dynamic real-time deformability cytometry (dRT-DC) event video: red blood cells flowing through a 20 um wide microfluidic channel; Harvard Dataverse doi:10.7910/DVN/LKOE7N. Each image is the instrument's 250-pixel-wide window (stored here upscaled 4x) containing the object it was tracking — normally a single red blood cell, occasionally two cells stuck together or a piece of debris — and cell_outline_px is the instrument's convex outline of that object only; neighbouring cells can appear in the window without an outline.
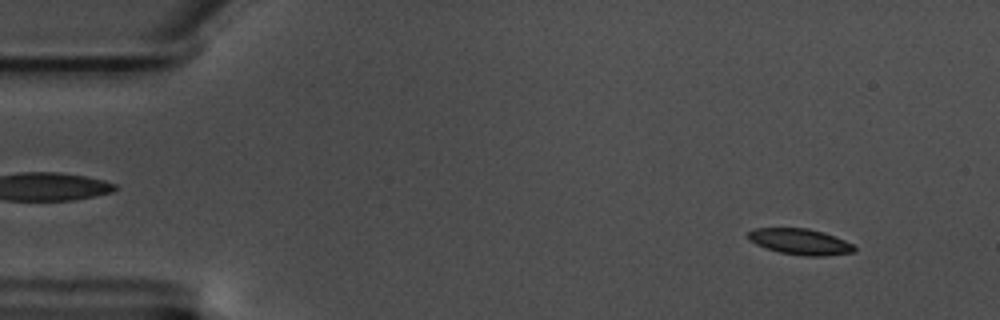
{"species": "common noctule bat (a hibernating species)", "species_latin": "Nyctalus noctula", "temperature_condition": "warm", "stored_images_in_passage": 59, "camera_frame_rate_fps": 3000, "um_per_image_px": 0.085, "animal": {"sex": "male", "body_mass_g": 17.5, "forearm_length_mm": 52.3}, "frame": {"image": 1, "passage_image": 6, "time_ms": 1.667, "image_size_px": [1000, 320], "cell_outline_px": [[856, 252], [824, 256], [804, 256], [780, 252], [764, 248], [748, 240], [748, 232], [756, 228], [808, 228], [824, 232], [844, 240], [852, 244], [856, 248]], "centroid_in_image_um": [68.01, 20.54], "position_along_channel_um": 17.0, "area_um2": 16.13}}
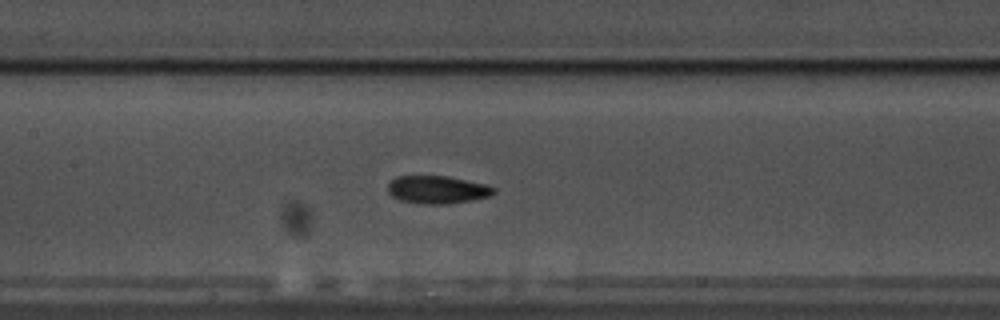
{"frame": {"image": 2, "passage_image": 28, "time_ms": 9.0, "image_size_px": [1000, 320], "cell_outline_px": [[496, 192], [488, 196], [472, 200], [444, 204], [420, 204], [400, 200], [392, 196], [388, 192], [388, 184], [396, 176], [444, 176], [488, 184], [496, 188]], "centroid_in_image_um": [37.17, 16.12], "position_along_channel_um": 170.2, "area_um2": 17.17}}
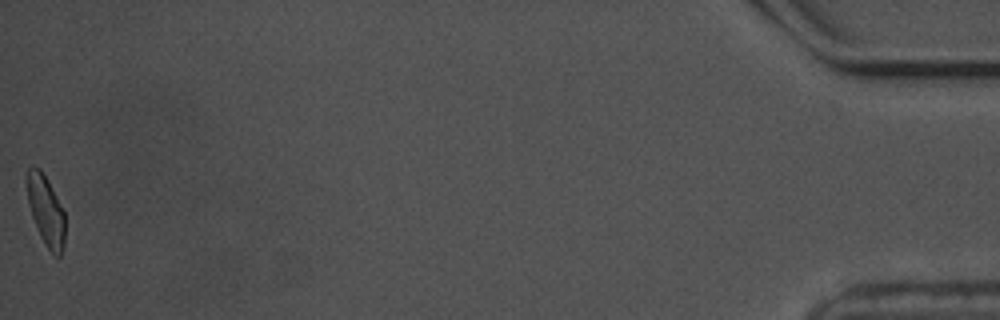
{"frame": {"image": 3, "passage_image": 59, "time_ms": 19.333, "image_size_px": [1000, 320], "cell_outline_px": [[64, 244], [60, 256], [56, 256], [44, 244], [40, 236], [32, 216], [28, 204], [24, 180], [24, 176], [28, 168], [40, 168], [64, 212]], "centroid_in_image_um": [3.84, 17.88], "position_along_channel_um": 431.4, "area_um2": 15.43}, "authors_computed_cell_mechanics": {"area_um2": 16.7042, "velocity_mm_per_s": 3.5105, "shape_relaxation_time_tau1_ms": 5.6887, "shape_relaxation_time_tau2_ms": 2.6958, "deformation_change_tau1": 0.1527, "deformation_change_tau2": 0.0963}}